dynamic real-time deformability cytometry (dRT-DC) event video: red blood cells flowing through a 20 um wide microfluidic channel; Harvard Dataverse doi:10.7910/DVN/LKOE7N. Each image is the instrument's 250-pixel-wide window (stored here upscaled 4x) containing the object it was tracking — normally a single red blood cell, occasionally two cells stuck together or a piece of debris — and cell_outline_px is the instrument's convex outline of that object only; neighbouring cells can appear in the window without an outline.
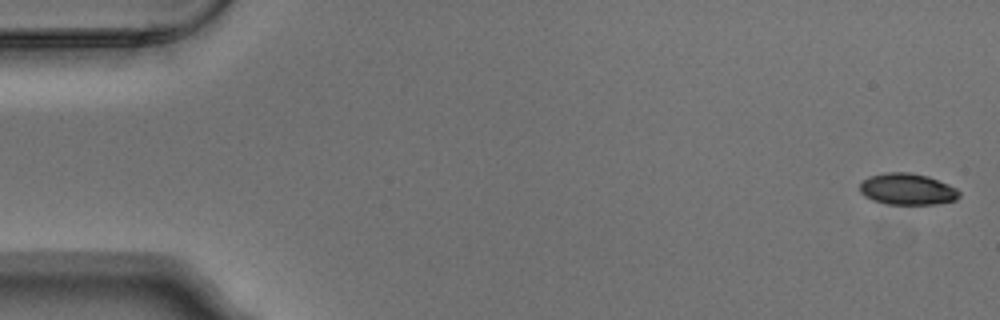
{"species": "Egyptian fruit bat (a non-hibernating species)", "species_latin": "Rousettus aegyptiacus", "temperature_condition": "warm", "stored_images_in_passage": 6, "camera_frame_rate_fps": 3000, "um_per_image_px": 0.085, "animal": {"sex": "male"}, "frame": {"image": 1, "passage_image": 1, "time_ms": 0.0, "image_size_px": [1000, 320], "cell_outline_px": [[960, 196], [956, 200], [936, 204], [884, 204], [872, 200], [864, 196], [860, 192], [860, 184], [868, 176], [884, 172], [908, 172], [928, 176], [948, 184], [956, 188], [960, 192]], "centroid_in_image_um": [77.11, 16.08], "position_along_channel_um": 7.9, "area_um2": 18.38}}